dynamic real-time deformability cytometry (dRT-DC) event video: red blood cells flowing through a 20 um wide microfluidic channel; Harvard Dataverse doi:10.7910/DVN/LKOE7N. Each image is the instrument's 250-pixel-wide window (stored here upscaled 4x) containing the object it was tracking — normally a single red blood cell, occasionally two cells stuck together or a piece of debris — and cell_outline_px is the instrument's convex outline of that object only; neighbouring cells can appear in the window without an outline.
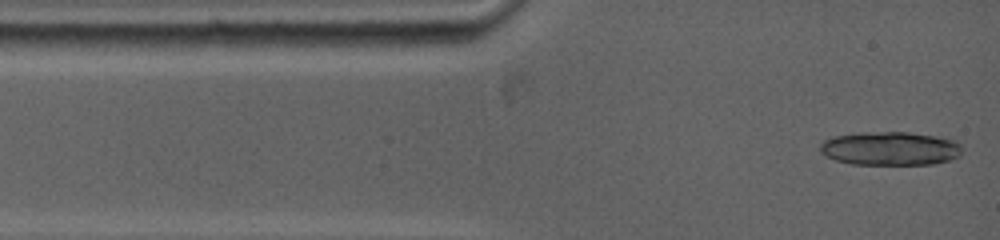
{"species": "common noctule bat (a hibernating species)", "species_latin": "Nyctalus noctula", "temperature_condition": "warm", "stored_images_in_passage": 3, "camera_frame_rate_fps": 5000, "um_per_image_px": 0.085, "animal": {"sex": "female", "body_mass_g": 19.0, "forearm_length_mm": 53.3}, "frame": {"image": 1, "passage_image": 1, "time_ms": 0.0, "image_size_px": [1000, 240], "cell_outline_px": [[960, 156], [948, 160], [932, 164], [852, 164], [836, 160], [820, 152], [820, 144], [824, 140], [832, 136], [864, 132], [908, 132], [936, 136], [952, 140], [960, 144]], "centroid_in_image_um": [75.64, 12.61], "position_along_channel_um": 9.4, "area_um2": 27.69}}